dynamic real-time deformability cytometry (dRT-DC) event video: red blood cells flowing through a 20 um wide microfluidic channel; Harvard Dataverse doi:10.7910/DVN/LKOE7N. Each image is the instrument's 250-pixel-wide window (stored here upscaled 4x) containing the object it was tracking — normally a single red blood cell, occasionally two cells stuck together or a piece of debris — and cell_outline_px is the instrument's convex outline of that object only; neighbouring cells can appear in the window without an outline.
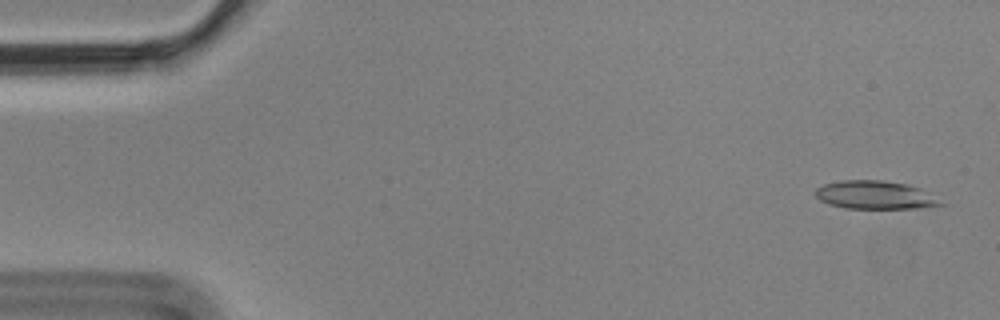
{"species": "Egyptian fruit bat (a non-hibernating species)", "species_latin": "Rousettus aegyptiacus", "temperature_condition": "cold", "stored_images_in_passage": 5, "camera_frame_rate_fps": 3000, "um_per_image_px": 0.085, "animal": {"sex": "male"}, "frame": {"image": 1, "passage_image": 1, "time_ms": 0.0, "image_size_px": [1000, 320], "cell_outline_px": [[944, 204], [920, 208], [844, 208], [828, 204], [820, 200], [816, 196], [816, 188], [824, 184], [840, 180], [884, 180], [904, 184], [920, 188]], "centroid_in_image_um": [74.32, 16.57], "position_along_channel_um": 10.7, "area_um2": 20.35}}
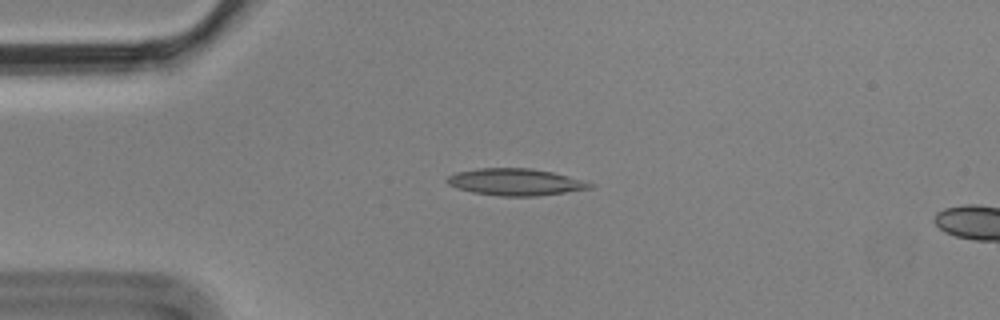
{"frame": {"image": 2, "passage_image": 4, "time_ms": 1.0, "image_size_px": [1000, 320], "cell_outline_px": [[596, 184], [592, 188], [536, 196], [500, 196], [472, 192], [456, 188], [448, 184], [444, 180], [448, 176], [456, 172], [476, 168], [532, 168], [552, 172]], "centroid_in_image_um": [43.77, 15.47], "position_along_channel_um": 41.2, "area_um2": 22.37}}